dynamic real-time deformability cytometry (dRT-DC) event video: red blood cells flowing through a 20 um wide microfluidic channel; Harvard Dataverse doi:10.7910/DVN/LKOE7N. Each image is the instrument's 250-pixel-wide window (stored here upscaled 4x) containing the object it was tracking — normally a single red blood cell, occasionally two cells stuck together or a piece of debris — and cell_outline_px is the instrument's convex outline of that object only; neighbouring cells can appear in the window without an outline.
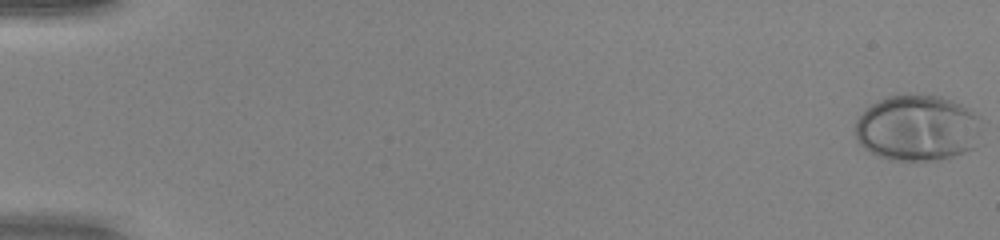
{"species": "human", "species_latin": "Homo sapiens", "temperature_condition": "warm", "stored_images_in_passage": 52, "camera_frame_rate_fps": 3000, "um_per_image_px": 0.085, "donor": {"sex": "female"}, "frame": {"image": 1, "passage_image": 1, "time_ms": 0.0, "image_size_px": [1000, 240], "cell_outline_px": [[980, 144], [976, 148], [940, 160], [888, 160], [864, 148], [856, 140], [856, 120], [872, 104], [888, 96], [940, 96], [952, 100], [972, 108], [980, 116]], "centroid_in_image_um": [78.06, 10.9], "position_along_channel_um": 6.9, "area_um2": 48.84}}
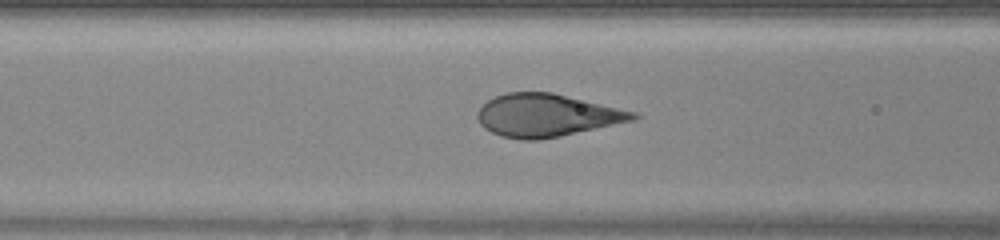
{"frame": {"image": 2, "passage_image": 23, "time_ms": 7.333, "image_size_px": [1000, 240], "cell_outline_px": [[640, 116], [636, 120], [560, 136], [540, 140], [520, 140], [500, 136], [484, 128], [480, 124], [476, 116], [476, 112], [488, 100], [496, 96], [508, 92], [552, 92], [636, 112]], "centroid_in_image_um": [46.46, 9.81], "position_along_channel_um": 120.1, "area_um2": 38.73}}
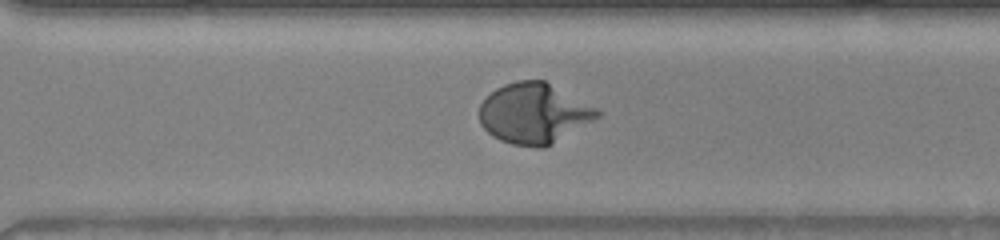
{"frame": {"image": 3, "passage_image": 38, "time_ms": 12.333, "image_size_px": [1000, 240], "cell_outline_px": [[604, 112], [600, 116], [552, 144], [544, 148], [536, 148], [512, 144], [500, 140], [492, 136], [480, 124], [480, 104], [496, 88], [504, 84], [516, 80], [544, 80]], "centroid_in_image_um": [45.38, 9.64], "position_along_channel_um": 325.2, "area_um2": 41.27}}